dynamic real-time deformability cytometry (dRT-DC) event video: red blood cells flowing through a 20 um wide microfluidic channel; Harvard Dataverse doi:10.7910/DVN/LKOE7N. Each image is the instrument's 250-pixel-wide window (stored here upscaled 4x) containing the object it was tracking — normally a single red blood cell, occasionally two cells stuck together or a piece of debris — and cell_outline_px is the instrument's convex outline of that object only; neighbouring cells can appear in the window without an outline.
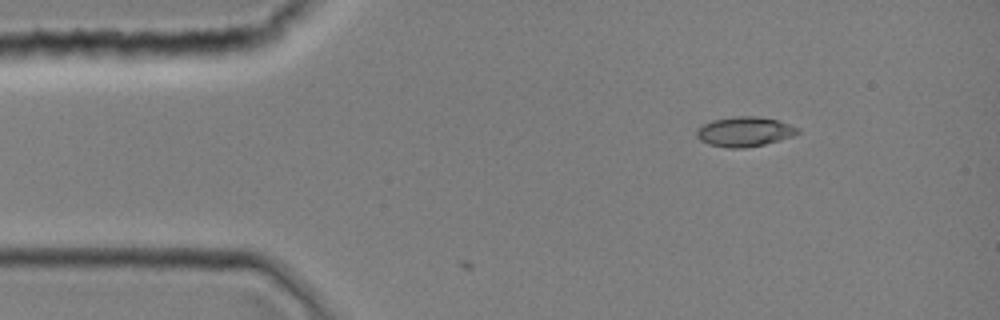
{"species": "common noctule bat (a hibernating species)", "species_latin": "Nyctalus noctula", "temperature_condition": "room temperature", "stored_images_in_passage": 1, "camera_frame_rate_fps": 3000, "um_per_image_px": 0.085, "animal": {"sex": "female", "body_mass_g": 19.0, "forearm_length_mm": 51.5}, "frame": {"image": 1, "passage_image": 1, "time_ms": 0.0, "image_size_px": [1000, 320], "cell_outline_px": [[800, 132], [792, 136], [780, 140], [764, 144], [744, 148], [728, 148], [708, 144], [700, 140], [696, 136], [696, 128], [712, 120], [732, 116], [756, 116], [776, 120], [800, 128]], "centroid_in_image_um": [63.26, 11.19], "position_along_channel_um": 21.7, "area_um2": 17.57}}